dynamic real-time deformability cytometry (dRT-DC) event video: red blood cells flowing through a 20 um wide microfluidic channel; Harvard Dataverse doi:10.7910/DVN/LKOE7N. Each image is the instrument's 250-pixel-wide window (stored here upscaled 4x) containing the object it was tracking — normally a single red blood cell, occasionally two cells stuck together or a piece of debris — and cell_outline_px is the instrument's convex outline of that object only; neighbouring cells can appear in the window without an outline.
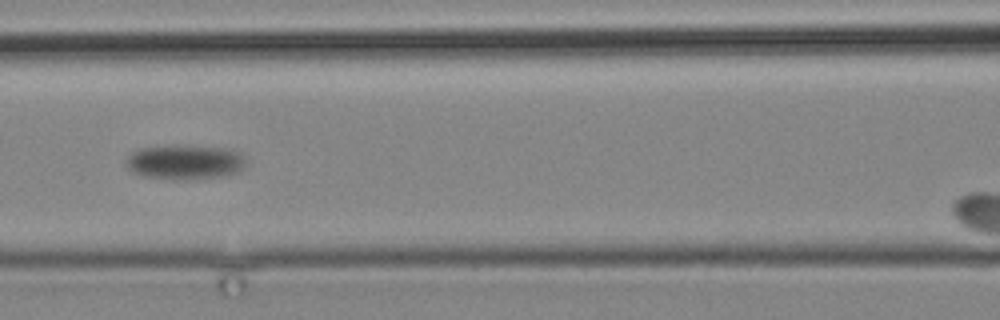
{"species": "common noctule bat (a hibernating species)", "species_latin": "Nyctalus noctula", "temperature_condition": "cold", "stored_images_in_passage": 8, "camera_frame_rate_fps": 3000, "um_per_image_px": 0.085, "animal": {"sex": "male", "body_mass_g": 19.2, "forearm_length_mm": 51.8}, "frame": {"image": 1, "passage_image": 4, "time_ms": 3.667, "image_size_px": [1000, 320], "cell_outline_px": [[248, 164], [244, 168], [236, 172], [220, 176], [188, 180], [172, 180], [144, 176], [132, 172], [124, 164], [124, 160], [132, 152], [140, 148], [172, 144], [188, 144], [228, 148], [240, 152], [244, 156]], "centroid_in_image_um": [15.71, 13.75], "position_along_channel_um": 150.9, "area_um2": 25.14}}
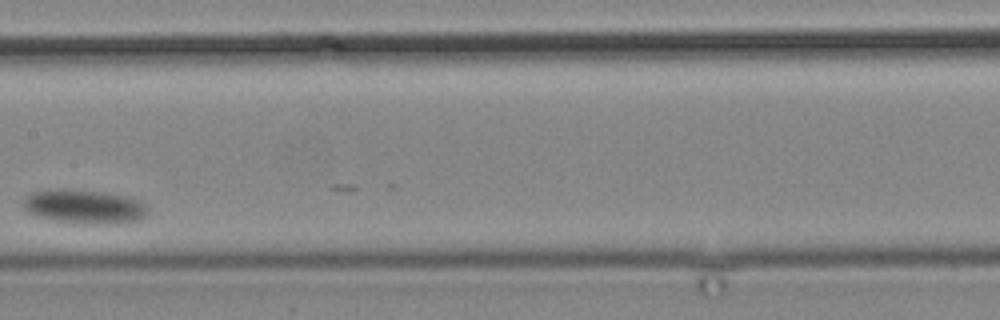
{"frame": {"image": 2, "passage_image": 6, "time_ms": 9.0, "image_size_px": [1000, 320], "cell_outline_px": [[148, 212], [140, 220], [116, 224], [108, 224], [56, 220], [36, 216], [28, 212], [24, 208], [24, 200], [32, 192], [60, 188], [64, 188], [104, 192], [124, 196], [140, 200], [148, 208]], "centroid_in_image_um": [7.2, 17.55], "position_along_channel_um": 200.2, "area_um2": 24.45}}
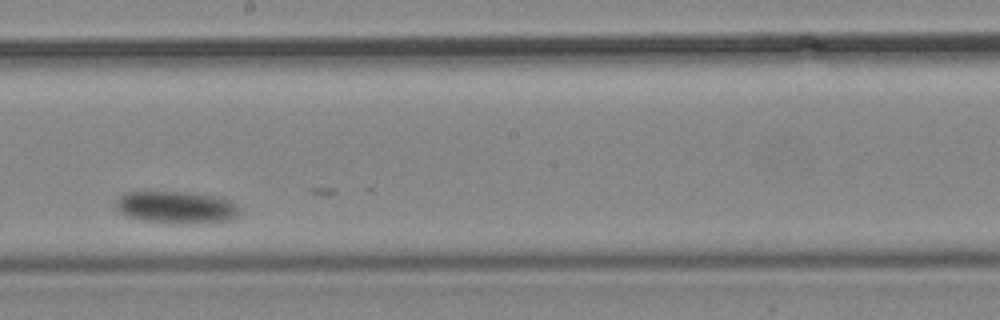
{"frame": {"image": 3, "passage_image": 7, "time_ms": 10.333, "image_size_px": [1000, 320], "cell_outline_px": [[240, 212], [232, 220], [212, 224], [168, 224], [144, 220], [124, 216], [116, 212], [116, 200], [124, 192], [184, 192], [220, 196], [232, 200]], "centroid_in_image_um": [15.01, 17.65], "position_along_channel_um": 233.2, "area_um2": 24.04}}